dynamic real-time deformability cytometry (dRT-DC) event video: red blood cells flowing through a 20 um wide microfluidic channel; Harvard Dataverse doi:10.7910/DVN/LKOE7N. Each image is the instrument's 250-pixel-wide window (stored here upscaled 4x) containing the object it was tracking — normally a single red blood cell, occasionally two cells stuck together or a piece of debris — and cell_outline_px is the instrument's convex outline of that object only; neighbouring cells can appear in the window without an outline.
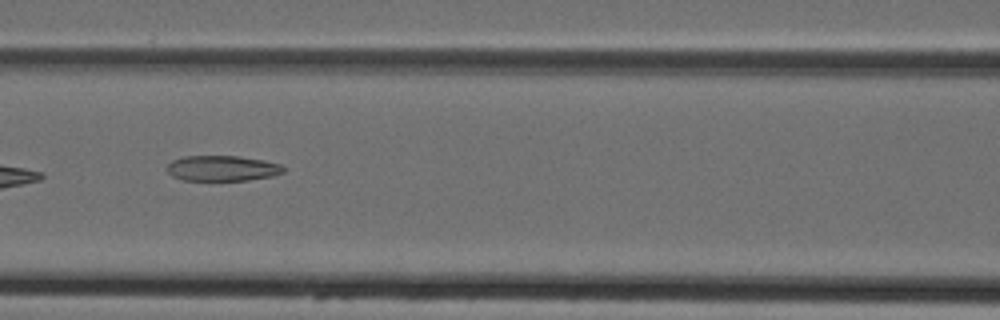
{"species": "Egyptian fruit bat (a non-hibernating species)", "species_latin": "Rousettus aegyptiacus", "temperature_condition": "cold", "stored_images_in_passage": 5, "camera_frame_rate_fps": 3000, "um_per_image_px": 0.085, "animal": {"sex": "female"}, "frame": {"image": 1, "passage_image": 5, "time_ms": 4.667, "image_size_px": [1000, 320], "cell_outline_px": [[284, 172], [276, 176], [248, 180], [180, 180], [172, 176], [164, 168], [172, 160], [184, 156], [240, 156], [264, 160], [280, 164], [284, 168]], "centroid_in_image_um": [18.88, 14.3], "position_along_channel_um": 147.7, "area_um2": 17.51}}